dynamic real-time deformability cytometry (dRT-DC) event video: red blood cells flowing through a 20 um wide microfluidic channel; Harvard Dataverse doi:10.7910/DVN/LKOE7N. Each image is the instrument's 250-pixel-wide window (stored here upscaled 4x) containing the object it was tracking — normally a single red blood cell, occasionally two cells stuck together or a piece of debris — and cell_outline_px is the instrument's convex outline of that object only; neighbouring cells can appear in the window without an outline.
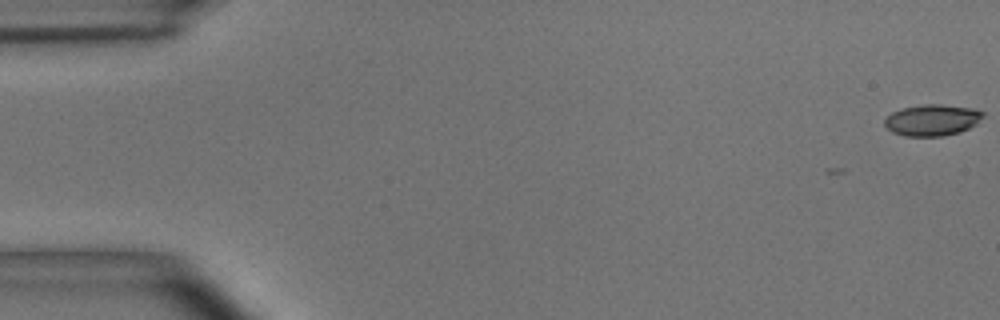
{"species": "common noctule bat (a hibernating species)", "species_latin": "Nyctalus noctula", "temperature_condition": "room temperature", "stored_images_in_passage": 12, "camera_frame_rate_fps": 3000, "um_per_image_px": 0.085, "animal": {"sex": "male", "body_mass_g": 15.6}, "frame": {"image": 1, "passage_image": 1, "time_ms": 0.0, "image_size_px": [1000, 320], "cell_outline_px": [[984, 116], [976, 124], [960, 132], [944, 136], [904, 136], [892, 132], [884, 124], [884, 120], [892, 112], [900, 108], [924, 104], [940, 104], [972, 108], [984, 112]], "centroid_in_image_um": [79.23, 10.2], "position_along_channel_um": 5.8, "area_um2": 18.03}}